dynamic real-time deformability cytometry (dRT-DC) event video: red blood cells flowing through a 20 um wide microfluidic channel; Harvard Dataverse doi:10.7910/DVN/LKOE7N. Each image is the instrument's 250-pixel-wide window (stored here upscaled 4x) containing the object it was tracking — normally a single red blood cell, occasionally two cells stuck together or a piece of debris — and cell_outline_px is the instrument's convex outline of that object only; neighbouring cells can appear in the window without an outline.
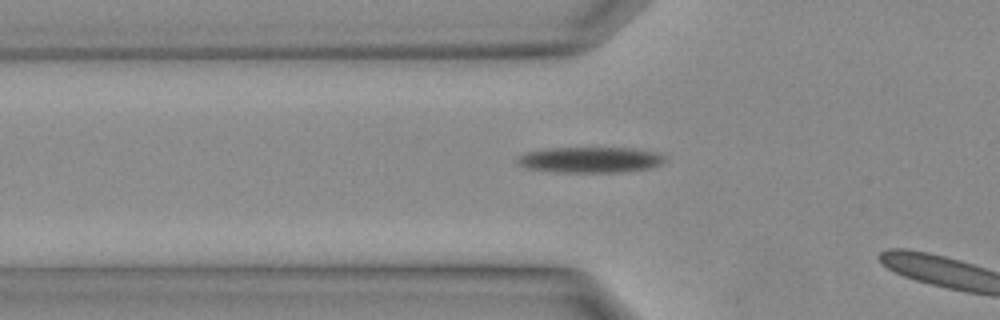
{"species": "Egyptian fruit bat (a non-hibernating species)", "species_latin": "Rousettus aegyptiacus", "temperature_condition": "warm", "stored_images_in_passage": 5, "camera_frame_rate_fps": 3000, "um_per_image_px": 0.085, "animal": {"sex": "female"}, "frame": {"image": 1, "passage_image": 4, "time_ms": 1.0, "image_size_px": [1000, 320], "cell_outline_px": [[668, 160], [652, 168], [624, 172], [556, 172], [524, 168], [516, 164], [516, 160], [520, 156], [528, 152], [548, 148], [632, 148], [656, 152], [668, 156]], "centroid_in_image_um": [50.22, 13.59], "position_along_channel_um": 75.6, "area_um2": 22.43}}